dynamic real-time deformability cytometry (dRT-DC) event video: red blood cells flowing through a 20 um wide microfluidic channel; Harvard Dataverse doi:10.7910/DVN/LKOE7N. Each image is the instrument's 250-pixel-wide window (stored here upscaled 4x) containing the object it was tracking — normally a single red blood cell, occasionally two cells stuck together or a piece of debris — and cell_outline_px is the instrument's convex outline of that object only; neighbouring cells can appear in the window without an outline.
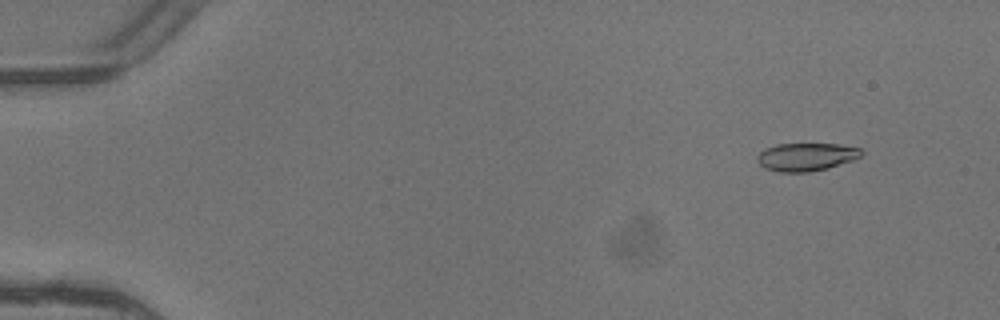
{"species": "common noctule bat (a hibernating species)", "species_latin": "Nyctalus noctula", "temperature_condition": "warm", "stored_images_in_passage": 4, "camera_frame_rate_fps": 3000, "um_per_image_px": 0.085, "animal": {"sex": "female"}, "frame": {"image": 1, "passage_image": 1, "time_ms": 0.0, "image_size_px": [1000, 320], "cell_outline_px": [[864, 152], [860, 156], [852, 160], [828, 168], [808, 172], [780, 172], [764, 168], [756, 160], [756, 156], [764, 148], [776, 144], [836, 144], [860, 148]], "centroid_in_image_um": [68.49, 13.33], "position_along_channel_um": 16.5, "area_um2": 16.99}}
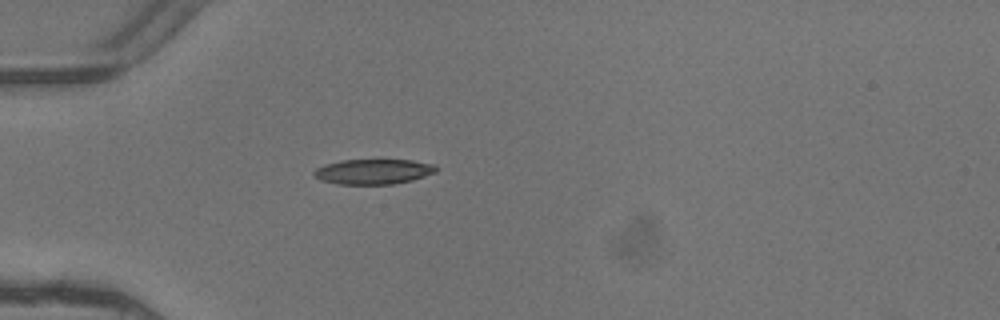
{"frame": {"image": 2, "passage_image": 4, "time_ms": 1.0, "image_size_px": [1000, 320], "cell_outline_px": [[440, 168], [436, 172], [412, 180], [392, 184], [336, 184], [320, 180], [312, 176], [312, 172], [316, 168], [324, 164], [340, 160], [412, 160], [436, 164]], "centroid_in_image_um": [31.72, 14.58], "position_along_channel_um": 53.3, "area_um2": 18.15}}